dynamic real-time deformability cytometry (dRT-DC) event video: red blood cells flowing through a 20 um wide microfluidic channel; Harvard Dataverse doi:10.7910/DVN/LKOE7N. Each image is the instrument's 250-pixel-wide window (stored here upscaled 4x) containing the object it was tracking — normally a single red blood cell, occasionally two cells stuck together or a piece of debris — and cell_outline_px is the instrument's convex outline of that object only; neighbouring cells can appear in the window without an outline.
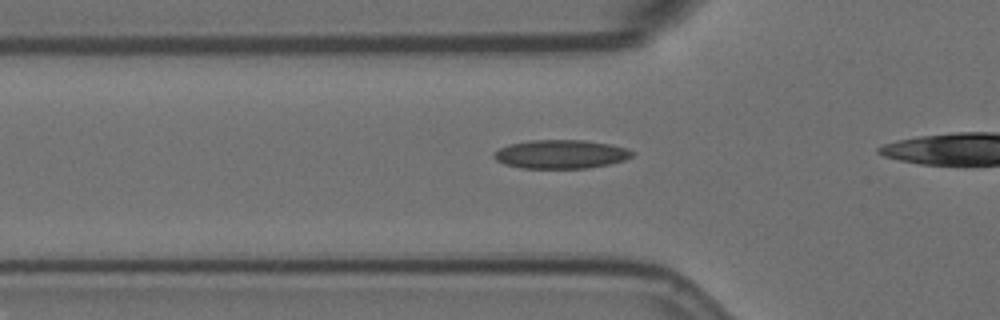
{"species": "Egyptian fruit bat (a non-hibernating species)", "species_latin": "Rousettus aegyptiacus", "temperature_condition": "room temperature", "stored_images_in_passage": 19, "camera_frame_rate_fps": 3000, "um_per_image_px": 0.085, "animal": {"sex": "female"}, "frame": {"image": 1, "passage_image": 6, "time_ms": 1.667, "image_size_px": [1000, 320], "cell_outline_px": [[636, 152], [632, 156], [624, 160], [608, 164], [588, 168], [520, 168], [504, 164], [496, 160], [492, 156], [492, 152], [508, 144], [532, 140], [584, 140], [608, 144], [624, 148]], "centroid_in_image_um": [47.62, 13.11], "position_along_channel_um": 78.2, "area_um2": 23.12}}
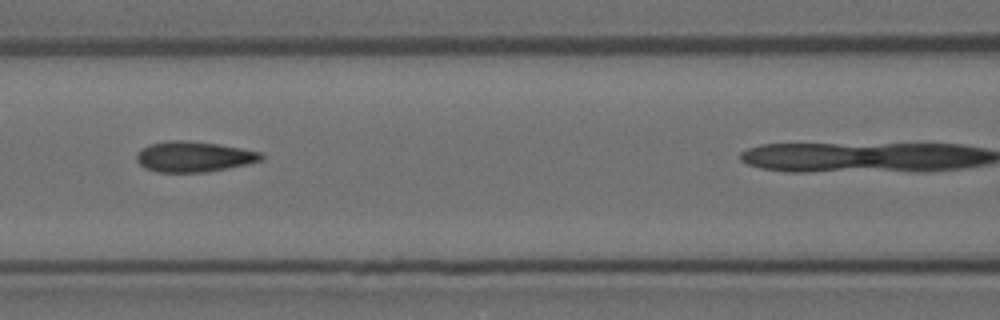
{"frame": {"image": 2, "passage_image": 12, "time_ms": 3.667, "image_size_px": [1000, 320], "cell_outline_px": [[264, 156], [260, 160], [228, 168], [204, 172], [156, 172], [144, 168], [136, 160], [136, 156], [148, 144], [168, 140], [184, 140], [216, 144], [240, 148], [260, 152]], "centroid_in_image_um": [16.42, 13.32], "position_along_channel_um": 150.2, "area_um2": 21.85}}
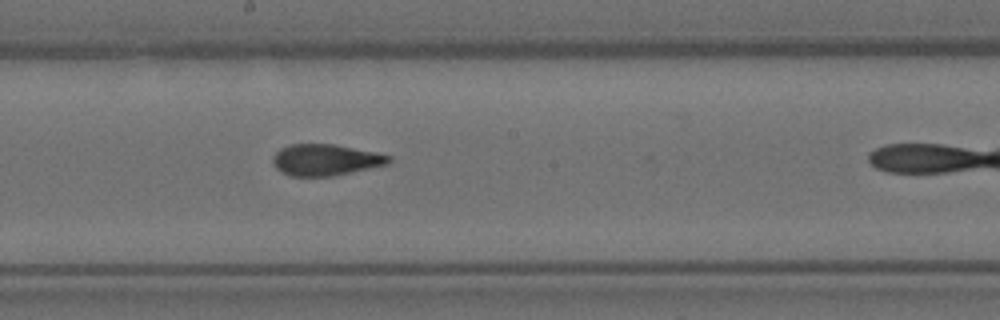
{"frame": {"image": 3, "passage_image": 18, "time_ms": 5.667, "image_size_px": [1000, 320], "cell_outline_px": [[392, 160], [388, 164], [352, 172], [332, 176], [292, 176], [280, 172], [272, 164], [272, 156], [280, 148], [292, 144], [332, 144], [376, 152], [392, 156]], "centroid_in_image_um": [27.65, 13.59], "position_along_channel_um": 220.5, "area_um2": 21.27}}